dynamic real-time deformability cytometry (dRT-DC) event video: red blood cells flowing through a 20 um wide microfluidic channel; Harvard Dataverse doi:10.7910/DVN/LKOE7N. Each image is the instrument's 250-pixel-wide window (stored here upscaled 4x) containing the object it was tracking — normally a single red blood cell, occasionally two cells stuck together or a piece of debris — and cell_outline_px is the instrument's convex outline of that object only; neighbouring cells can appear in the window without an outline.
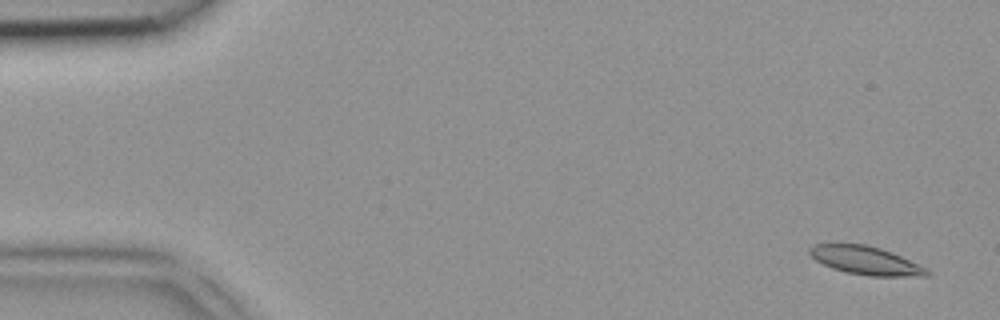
{"species": "common noctule bat (a hibernating species)", "species_latin": "Nyctalus noctula", "temperature_condition": "room temperature", "stored_images_in_passage": 3, "camera_frame_rate_fps": 3000, "um_per_image_px": 0.085, "animal": {"sex": "female", "body_mass_g": 18.4}, "frame": {"image": 1, "passage_image": 1, "time_ms": 0.0, "image_size_px": [1000, 320], "cell_outline_px": [[932, 272], [928, 276], [868, 276], [844, 272], [832, 268], [816, 260], [808, 252], [808, 248], [812, 244], [868, 244], [892, 252]], "centroid_in_image_um": [73.54, 22.14], "position_along_channel_um": 11.5, "area_um2": 19.25}}